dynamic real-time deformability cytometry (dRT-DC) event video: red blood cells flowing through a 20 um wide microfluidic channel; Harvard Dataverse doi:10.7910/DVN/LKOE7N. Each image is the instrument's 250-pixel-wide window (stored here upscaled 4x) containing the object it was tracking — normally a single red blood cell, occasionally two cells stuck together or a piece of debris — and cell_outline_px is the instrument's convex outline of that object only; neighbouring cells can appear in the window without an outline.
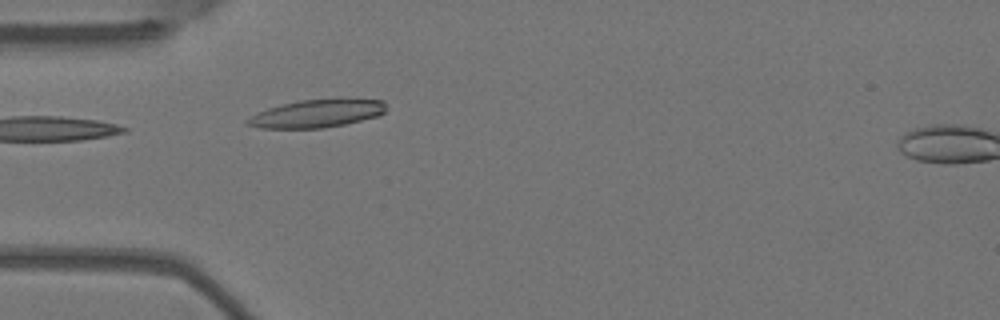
{"species": "Egyptian fruit bat (a non-hibernating species)", "species_latin": "Rousettus aegyptiacus", "temperature_condition": "warm", "stored_images_in_passage": 4, "camera_frame_rate_fps": 3000, "um_per_image_px": 0.085, "animal": {"sex": "female"}, "frame": {"image": 1, "passage_image": 3, "time_ms": 0.667, "image_size_px": [1000, 320], "cell_outline_px": [[384, 112], [376, 116], [344, 124], [324, 128], [260, 128], [244, 124], [244, 120], [256, 112], [280, 104], [300, 100], [384, 100]], "centroid_in_image_um": [26.8, 9.67], "position_along_channel_um": 58.2, "area_um2": 22.08}}